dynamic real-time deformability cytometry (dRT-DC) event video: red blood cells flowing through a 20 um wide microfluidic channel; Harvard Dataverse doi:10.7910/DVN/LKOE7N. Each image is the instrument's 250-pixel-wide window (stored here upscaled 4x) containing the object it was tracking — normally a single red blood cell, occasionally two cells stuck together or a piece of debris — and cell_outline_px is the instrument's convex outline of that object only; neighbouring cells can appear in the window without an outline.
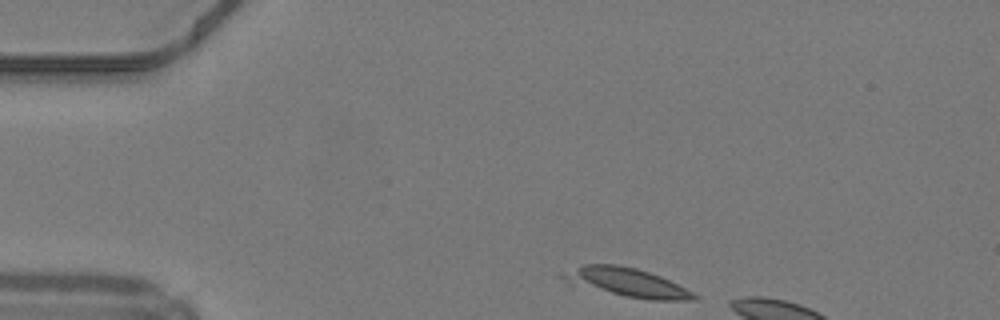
{"species": "common noctule bat (a hibernating species)", "species_latin": "Nyctalus noctula", "temperature_condition": "warm", "stored_images_in_passage": 5, "camera_frame_rate_fps": 3000, "um_per_image_px": 0.085, "animal": {"sex": "male", "body_mass_g": 19.2, "forearm_length_mm": 51.8}, "frame": {"image": 1, "passage_image": 1, "time_ms": 0.0, "image_size_px": [1000, 320], "cell_outline_px": [[700, 300], [652, 300], [624, 296], [572, 288], [556, 276], [584, 264], [616, 264], [636, 268], [660, 276], [700, 296]], "centroid_in_image_um": [53.12, 24.02], "position_along_channel_um": 31.9, "area_um2": 22.72}}